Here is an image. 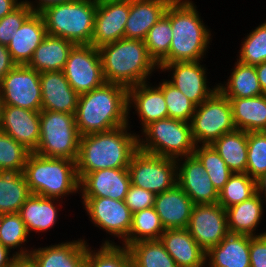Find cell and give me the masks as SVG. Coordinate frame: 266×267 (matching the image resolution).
I'll return each instance as SVG.
<instances>
[{"instance_id":"obj_1","label":"cell","mask_w":266,"mask_h":267,"mask_svg":"<svg viewBox=\"0 0 266 267\" xmlns=\"http://www.w3.org/2000/svg\"><path fill=\"white\" fill-rule=\"evenodd\" d=\"M130 126L80 137L76 160L79 181L96 170L128 168L133 154L138 150V133L132 131Z\"/></svg>"},{"instance_id":"obj_2","label":"cell","mask_w":266,"mask_h":267,"mask_svg":"<svg viewBox=\"0 0 266 267\" xmlns=\"http://www.w3.org/2000/svg\"><path fill=\"white\" fill-rule=\"evenodd\" d=\"M75 120L80 136L130 125L128 88L105 82L90 92L80 94Z\"/></svg>"},{"instance_id":"obj_3","label":"cell","mask_w":266,"mask_h":267,"mask_svg":"<svg viewBox=\"0 0 266 267\" xmlns=\"http://www.w3.org/2000/svg\"><path fill=\"white\" fill-rule=\"evenodd\" d=\"M192 0L171 2L172 40L169 54L158 64L203 61L208 53L213 33Z\"/></svg>"},{"instance_id":"obj_4","label":"cell","mask_w":266,"mask_h":267,"mask_svg":"<svg viewBox=\"0 0 266 267\" xmlns=\"http://www.w3.org/2000/svg\"><path fill=\"white\" fill-rule=\"evenodd\" d=\"M106 82L126 88L150 81L159 67L143 40L122 38L98 48ZM151 76V77H150Z\"/></svg>"},{"instance_id":"obj_5","label":"cell","mask_w":266,"mask_h":267,"mask_svg":"<svg viewBox=\"0 0 266 267\" xmlns=\"http://www.w3.org/2000/svg\"><path fill=\"white\" fill-rule=\"evenodd\" d=\"M23 174L31 194L61 200L70 194L79 195L76 161L32 152L27 157Z\"/></svg>"},{"instance_id":"obj_6","label":"cell","mask_w":266,"mask_h":267,"mask_svg":"<svg viewBox=\"0 0 266 267\" xmlns=\"http://www.w3.org/2000/svg\"><path fill=\"white\" fill-rule=\"evenodd\" d=\"M97 0H73L44 8L41 14L48 35L61 37L75 45L92 41Z\"/></svg>"},{"instance_id":"obj_7","label":"cell","mask_w":266,"mask_h":267,"mask_svg":"<svg viewBox=\"0 0 266 267\" xmlns=\"http://www.w3.org/2000/svg\"><path fill=\"white\" fill-rule=\"evenodd\" d=\"M195 147L191 124L170 117L150 123L138 134V149L161 157L177 160L193 155Z\"/></svg>"},{"instance_id":"obj_8","label":"cell","mask_w":266,"mask_h":267,"mask_svg":"<svg viewBox=\"0 0 266 267\" xmlns=\"http://www.w3.org/2000/svg\"><path fill=\"white\" fill-rule=\"evenodd\" d=\"M80 137L74 114L41 111L39 144L34 152L76 161Z\"/></svg>"},{"instance_id":"obj_9","label":"cell","mask_w":266,"mask_h":267,"mask_svg":"<svg viewBox=\"0 0 266 267\" xmlns=\"http://www.w3.org/2000/svg\"><path fill=\"white\" fill-rule=\"evenodd\" d=\"M190 124L196 146L211 145L223 134L236 130L230 101L219 90L196 106Z\"/></svg>"},{"instance_id":"obj_10","label":"cell","mask_w":266,"mask_h":267,"mask_svg":"<svg viewBox=\"0 0 266 267\" xmlns=\"http://www.w3.org/2000/svg\"><path fill=\"white\" fill-rule=\"evenodd\" d=\"M131 184L155 194L172 189L177 184L176 159L137 150L128 166Z\"/></svg>"},{"instance_id":"obj_11","label":"cell","mask_w":266,"mask_h":267,"mask_svg":"<svg viewBox=\"0 0 266 267\" xmlns=\"http://www.w3.org/2000/svg\"><path fill=\"white\" fill-rule=\"evenodd\" d=\"M80 198L81 205L94 227L114 237L112 241L110 236H106V239L102 240V244H115L116 238L120 240L119 244H121L128 237L132 224V212L124 201L108 197Z\"/></svg>"},{"instance_id":"obj_12","label":"cell","mask_w":266,"mask_h":267,"mask_svg":"<svg viewBox=\"0 0 266 267\" xmlns=\"http://www.w3.org/2000/svg\"><path fill=\"white\" fill-rule=\"evenodd\" d=\"M0 92L3 105L42 111L40 73L28 65H16L10 70L0 83Z\"/></svg>"},{"instance_id":"obj_13","label":"cell","mask_w":266,"mask_h":267,"mask_svg":"<svg viewBox=\"0 0 266 267\" xmlns=\"http://www.w3.org/2000/svg\"><path fill=\"white\" fill-rule=\"evenodd\" d=\"M64 75L79 95L100 87L106 81L98 48L92 45H75L69 53Z\"/></svg>"},{"instance_id":"obj_14","label":"cell","mask_w":266,"mask_h":267,"mask_svg":"<svg viewBox=\"0 0 266 267\" xmlns=\"http://www.w3.org/2000/svg\"><path fill=\"white\" fill-rule=\"evenodd\" d=\"M203 61H185L158 65L159 71L168 72L166 80L183 93L191 102L199 106L218 90V83L209 87L208 72ZM205 65V66H204Z\"/></svg>"},{"instance_id":"obj_15","label":"cell","mask_w":266,"mask_h":267,"mask_svg":"<svg viewBox=\"0 0 266 267\" xmlns=\"http://www.w3.org/2000/svg\"><path fill=\"white\" fill-rule=\"evenodd\" d=\"M186 229L207 253L230 233L226 209L219 203L195 204Z\"/></svg>"},{"instance_id":"obj_16","label":"cell","mask_w":266,"mask_h":267,"mask_svg":"<svg viewBox=\"0 0 266 267\" xmlns=\"http://www.w3.org/2000/svg\"><path fill=\"white\" fill-rule=\"evenodd\" d=\"M130 0H97L91 44L95 48L124 38Z\"/></svg>"},{"instance_id":"obj_17","label":"cell","mask_w":266,"mask_h":267,"mask_svg":"<svg viewBox=\"0 0 266 267\" xmlns=\"http://www.w3.org/2000/svg\"><path fill=\"white\" fill-rule=\"evenodd\" d=\"M177 184L194 204H214L219 192L213 186L200 160L193 154L176 160Z\"/></svg>"},{"instance_id":"obj_18","label":"cell","mask_w":266,"mask_h":267,"mask_svg":"<svg viewBox=\"0 0 266 267\" xmlns=\"http://www.w3.org/2000/svg\"><path fill=\"white\" fill-rule=\"evenodd\" d=\"M0 131L11 136L32 153L39 144L40 112L3 105Z\"/></svg>"},{"instance_id":"obj_19","label":"cell","mask_w":266,"mask_h":267,"mask_svg":"<svg viewBox=\"0 0 266 267\" xmlns=\"http://www.w3.org/2000/svg\"><path fill=\"white\" fill-rule=\"evenodd\" d=\"M87 242L83 236L46 247H34L27 259L34 267H85Z\"/></svg>"},{"instance_id":"obj_20","label":"cell","mask_w":266,"mask_h":267,"mask_svg":"<svg viewBox=\"0 0 266 267\" xmlns=\"http://www.w3.org/2000/svg\"><path fill=\"white\" fill-rule=\"evenodd\" d=\"M130 184L127 168L96 170L87 173L79 181V196L108 197L124 201Z\"/></svg>"},{"instance_id":"obj_21","label":"cell","mask_w":266,"mask_h":267,"mask_svg":"<svg viewBox=\"0 0 266 267\" xmlns=\"http://www.w3.org/2000/svg\"><path fill=\"white\" fill-rule=\"evenodd\" d=\"M135 110L141 131L150 123L168 117V110L162 89L150 81L128 88V119Z\"/></svg>"},{"instance_id":"obj_22","label":"cell","mask_w":266,"mask_h":267,"mask_svg":"<svg viewBox=\"0 0 266 267\" xmlns=\"http://www.w3.org/2000/svg\"><path fill=\"white\" fill-rule=\"evenodd\" d=\"M42 111L76 114L79 94L73 90L63 71L40 73Z\"/></svg>"},{"instance_id":"obj_23","label":"cell","mask_w":266,"mask_h":267,"mask_svg":"<svg viewBox=\"0 0 266 267\" xmlns=\"http://www.w3.org/2000/svg\"><path fill=\"white\" fill-rule=\"evenodd\" d=\"M194 205L176 184L172 189L156 194L154 209L165 230L184 229L188 226Z\"/></svg>"},{"instance_id":"obj_24","label":"cell","mask_w":266,"mask_h":267,"mask_svg":"<svg viewBox=\"0 0 266 267\" xmlns=\"http://www.w3.org/2000/svg\"><path fill=\"white\" fill-rule=\"evenodd\" d=\"M62 203L64 204L61 199L31 194L18 212L29 235L33 232L47 233V230L54 228L59 219L58 212L63 207Z\"/></svg>"},{"instance_id":"obj_25","label":"cell","mask_w":266,"mask_h":267,"mask_svg":"<svg viewBox=\"0 0 266 267\" xmlns=\"http://www.w3.org/2000/svg\"><path fill=\"white\" fill-rule=\"evenodd\" d=\"M47 35L44 20L39 12H33L15 31L7 46L16 65H28L34 51Z\"/></svg>"},{"instance_id":"obj_26","label":"cell","mask_w":266,"mask_h":267,"mask_svg":"<svg viewBox=\"0 0 266 267\" xmlns=\"http://www.w3.org/2000/svg\"><path fill=\"white\" fill-rule=\"evenodd\" d=\"M173 0H130L124 38L145 40L150 28L166 13Z\"/></svg>"},{"instance_id":"obj_27","label":"cell","mask_w":266,"mask_h":267,"mask_svg":"<svg viewBox=\"0 0 266 267\" xmlns=\"http://www.w3.org/2000/svg\"><path fill=\"white\" fill-rule=\"evenodd\" d=\"M159 240L178 267H206V252L186 228L165 230Z\"/></svg>"},{"instance_id":"obj_28","label":"cell","mask_w":266,"mask_h":267,"mask_svg":"<svg viewBox=\"0 0 266 267\" xmlns=\"http://www.w3.org/2000/svg\"><path fill=\"white\" fill-rule=\"evenodd\" d=\"M250 235L229 233L206 253V267H250Z\"/></svg>"},{"instance_id":"obj_29","label":"cell","mask_w":266,"mask_h":267,"mask_svg":"<svg viewBox=\"0 0 266 267\" xmlns=\"http://www.w3.org/2000/svg\"><path fill=\"white\" fill-rule=\"evenodd\" d=\"M265 202L256 192L252 197L226 209L228 229L231 234H245L259 236L258 229L264 218ZM259 231V233H257Z\"/></svg>"},{"instance_id":"obj_30","label":"cell","mask_w":266,"mask_h":267,"mask_svg":"<svg viewBox=\"0 0 266 267\" xmlns=\"http://www.w3.org/2000/svg\"><path fill=\"white\" fill-rule=\"evenodd\" d=\"M74 43L57 36L46 35L34 51L28 66L41 73L63 71Z\"/></svg>"},{"instance_id":"obj_31","label":"cell","mask_w":266,"mask_h":267,"mask_svg":"<svg viewBox=\"0 0 266 267\" xmlns=\"http://www.w3.org/2000/svg\"><path fill=\"white\" fill-rule=\"evenodd\" d=\"M237 130L266 131V94L248 98H228Z\"/></svg>"},{"instance_id":"obj_32","label":"cell","mask_w":266,"mask_h":267,"mask_svg":"<svg viewBox=\"0 0 266 267\" xmlns=\"http://www.w3.org/2000/svg\"><path fill=\"white\" fill-rule=\"evenodd\" d=\"M231 70L226 81L218 82V90L225 97L248 98L263 95L254 65L236 60Z\"/></svg>"},{"instance_id":"obj_33","label":"cell","mask_w":266,"mask_h":267,"mask_svg":"<svg viewBox=\"0 0 266 267\" xmlns=\"http://www.w3.org/2000/svg\"><path fill=\"white\" fill-rule=\"evenodd\" d=\"M233 173H246L247 132L235 130L223 134L211 144Z\"/></svg>"},{"instance_id":"obj_34","label":"cell","mask_w":266,"mask_h":267,"mask_svg":"<svg viewBox=\"0 0 266 267\" xmlns=\"http://www.w3.org/2000/svg\"><path fill=\"white\" fill-rule=\"evenodd\" d=\"M30 195L23 172H0V215L18 213Z\"/></svg>"},{"instance_id":"obj_35","label":"cell","mask_w":266,"mask_h":267,"mask_svg":"<svg viewBox=\"0 0 266 267\" xmlns=\"http://www.w3.org/2000/svg\"><path fill=\"white\" fill-rule=\"evenodd\" d=\"M29 236L25 224L18 213L0 215V243L19 259H27L32 250V247H25L26 243L28 244L29 242Z\"/></svg>"},{"instance_id":"obj_36","label":"cell","mask_w":266,"mask_h":267,"mask_svg":"<svg viewBox=\"0 0 266 267\" xmlns=\"http://www.w3.org/2000/svg\"><path fill=\"white\" fill-rule=\"evenodd\" d=\"M128 249L133 267H178L160 240L140 241Z\"/></svg>"},{"instance_id":"obj_37","label":"cell","mask_w":266,"mask_h":267,"mask_svg":"<svg viewBox=\"0 0 266 267\" xmlns=\"http://www.w3.org/2000/svg\"><path fill=\"white\" fill-rule=\"evenodd\" d=\"M165 231L154 207L132 214V224L128 237L121 243L128 247L140 241L159 240Z\"/></svg>"},{"instance_id":"obj_38","label":"cell","mask_w":266,"mask_h":267,"mask_svg":"<svg viewBox=\"0 0 266 267\" xmlns=\"http://www.w3.org/2000/svg\"><path fill=\"white\" fill-rule=\"evenodd\" d=\"M116 244L94 248L88 243L85 267H133L128 247Z\"/></svg>"},{"instance_id":"obj_39","label":"cell","mask_w":266,"mask_h":267,"mask_svg":"<svg viewBox=\"0 0 266 267\" xmlns=\"http://www.w3.org/2000/svg\"><path fill=\"white\" fill-rule=\"evenodd\" d=\"M171 3L165 15L148 31L144 40L149 56L158 65L168 54L171 46Z\"/></svg>"},{"instance_id":"obj_40","label":"cell","mask_w":266,"mask_h":267,"mask_svg":"<svg viewBox=\"0 0 266 267\" xmlns=\"http://www.w3.org/2000/svg\"><path fill=\"white\" fill-rule=\"evenodd\" d=\"M256 193V180L247 173H233L219 191L218 202L224 209L249 199Z\"/></svg>"},{"instance_id":"obj_41","label":"cell","mask_w":266,"mask_h":267,"mask_svg":"<svg viewBox=\"0 0 266 267\" xmlns=\"http://www.w3.org/2000/svg\"><path fill=\"white\" fill-rule=\"evenodd\" d=\"M194 155L203 164L207 175L218 192L224 187L233 172L212 145H197Z\"/></svg>"},{"instance_id":"obj_42","label":"cell","mask_w":266,"mask_h":267,"mask_svg":"<svg viewBox=\"0 0 266 267\" xmlns=\"http://www.w3.org/2000/svg\"><path fill=\"white\" fill-rule=\"evenodd\" d=\"M243 38L236 60L247 65H258L266 61V20Z\"/></svg>"},{"instance_id":"obj_43","label":"cell","mask_w":266,"mask_h":267,"mask_svg":"<svg viewBox=\"0 0 266 267\" xmlns=\"http://www.w3.org/2000/svg\"><path fill=\"white\" fill-rule=\"evenodd\" d=\"M157 85L162 89L168 117L190 123L196 110V105L165 78L161 79Z\"/></svg>"},{"instance_id":"obj_44","label":"cell","mask_w":266,"mask_h":267,"mask_svg":"<svg viewBox=\"0 0 266 267\" xmlns=\"http://www.w3.org/2000/svg\"><path fill=\"white\" fill-rule=\"evenodd\" d=\"M30 153L22 144L0 131V172H23Z\"/></svg>"},{"instance_id":"obj_45","label":"cell","mask_w":266,"mask_h":267,"mask_svg":"<svg viewBox=\"0 0 266 267\" xmlns=\"http://www.w3.org/2000/svg\"><path fill=\"white\" fill-rule=\"evenodd\" d=\"M247 148L246 173L256 180L266 173V131L247 132Z\"/></svg>"},{"instance_id":"obj_46","label":"cell","mask_w":266,"mask_h":267,"mask_svg":"<svg viewBox=\"0 0 266 267\" xmlns=\"http://www.w3.org/2000/svg\"><path fill=\"white\" fill-rule=\"evenodd\" d=\"M33 12L34 11L27 4L21 3L10 14L0 19V44L8 46L15 31L22 26L23 22Z\"/></svg>"},{"instance_id":"obj_47","label":"cell","mask_w":266,"mask_h":267,"mask_svg":"<svg viewBox=\"0 0 266 267\" xmlns=\"http://www.w3.org/2000/svg\"><path fill=\"white\" fill-rule=\"evenodd\" d=\"M155 197V193L130 184L124 202L133 214L154 207Z\"/></svg>"},{"instance_id":"obj_48","label":"cell","mask_w":266,"mask_h":267,"mask_svg":"<svg viewBox=\"0 0 266 267\" xmlns=\"http://www.w3.org/2000/svg\"><path fill=\"white\" fill-rule=\"evenodd\" d=\"M250 267H266V234L250 236Z\"/></svg>"},{"instance_id":"obj_49","label":"cell","mask_w":266,"mask_h":267,"mask_svg":"<svg viewBox=\"0 0 266 267\" xmlns=\"http://www.w3.org/2000/svg\"><path fill=\"white\" fill-rule=\"evenodd\" d=\"M15 66L7 46L0 44V83Z\"/></svg>"},{"instance_id":"obj_50","label":"cell","mask_w":266,"mask_h":267,"mask_svg":"<svg viewBox=\"0 0 266 267\" xmlns=\"http://www.w3.org/2000/svg\"><path fill=\"white\" fill-rule=\"evenodd\" d=\"M22 3L27 4L34 12H40L44 8L58 3L70 2L73 0H20Z\"/></svg>"},{"instance_id":"obj_51","label":"cell","mask_w":266,"mask_h":267,"mask_svg":"<svg viewBox=\"0 0 266 267\" xmlns=\"http://www.w3.org/2000/svg\"><path fill=\"white\" fill-rule=\"evenodd\" d=\"M19 258L0 243V267H13Z\"/></svg>"},{"instance_id":"obj_52","label":"cell","mask_w":266,"mask_h":267,"mask_svg":"<svg viewBox=\"0 0 266 267\" xmlns=\"http://www.w3.org/2000/svg\"><path fill=\"white\" fill-rule=\"evenodd\" d=\"M21 3L19 0H0V19L10 14Z\"/></svg>"},{"instance_id":"obj_53","label":"cell","mask_w":266,"mask_h":267,"mask_svg":"<svg viewBox=\"0 0 266 267\" xmlns=\"http://www.w3.org/2000/svg\"><path fill=\"white\" fill-rule=\"evenodd\" d=\"M257 77L262 88L263 94H266V61L255 65Z\"/></svg>"},{"instance_id":"obj_54","label":"cell","mask_w":266,"mask_h":267,"mask_svg":"<svg viewBox=\"0 0 266 267\" xmlns=\"http://www.w3.org/2000/svg\"><path fill=\"white\" fill-rule=\"evenodd\" d=\"M256 192L264 200L266 205V173L256 179Z\"/></svg>"},{"instance_id":"obj_55","label":"cell","mask_w":266,"mask_h":267,"mask_svg":"<svg viewBox=\"0 0 266 267\" xmlns=\"http://www.w3.org/2000/svg\"><path fill=\"white\" fill-rule=\"evenodd\" d=\"M13 267H34L28 259H19Z\"/></svg>"},{"instance_id":"obj_56","label":"cell","mask_w":266,"mask_h":267,"mask_svg":"<svg viewBox=\"0 0 266 267\" xmlns=\"http://www.w3.org/2000/svg\"><path fill=\"white\" fill-rule=\"evenodd\" d=\"M2 109H3V99L0 92V122H1V116H2Z\"/></svg>"}]
</instances>
